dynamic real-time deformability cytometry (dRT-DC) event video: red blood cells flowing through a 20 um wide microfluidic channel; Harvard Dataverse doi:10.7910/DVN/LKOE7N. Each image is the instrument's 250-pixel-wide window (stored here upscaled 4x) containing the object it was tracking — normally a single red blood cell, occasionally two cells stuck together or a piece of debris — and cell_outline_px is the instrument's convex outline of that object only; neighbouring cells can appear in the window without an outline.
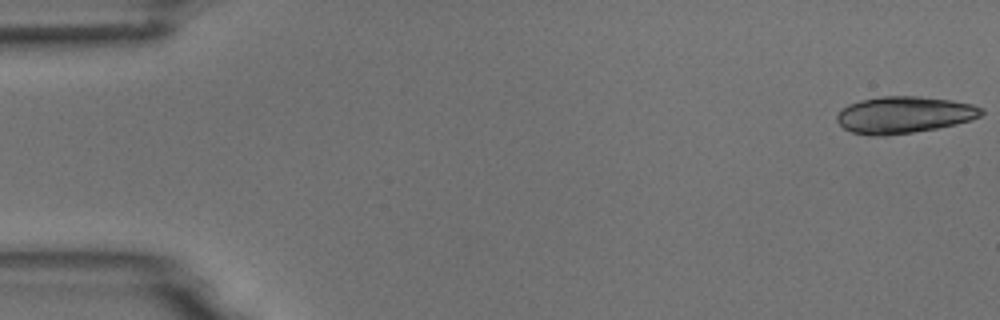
{"species": "common noctule bat (a hibernating species)", "species_latin": "Nyctalus noctula", "temperature_condition": "room temperature", "stored_images_in_passage": 18, "camera_frame_rate_fps": 3000, "um_per_image_px": 0.085, "animal": {"sex": "male", "body_mass_g": 18.8}, "frame": {"image": 1, "passage_image": 1, "time_ms": 0.0, "image_size_px": [1000, 320], "cell_outline_px": [[984, 112], [980, 116], [972, 120], [956, 124], [936, 128], [912, 132], [884, 136], [868, 136], [852, 132], [844, 128], [836, 120], [836, 116], [848, 104], [860, 100], [880, 96], [916, 96], [952, 100], [972, 104], [984, 108]], "centroid_in_image_um": [76.85, 9.76], "position_along_channel_um": 8.1, "area_um2": 31.04}}